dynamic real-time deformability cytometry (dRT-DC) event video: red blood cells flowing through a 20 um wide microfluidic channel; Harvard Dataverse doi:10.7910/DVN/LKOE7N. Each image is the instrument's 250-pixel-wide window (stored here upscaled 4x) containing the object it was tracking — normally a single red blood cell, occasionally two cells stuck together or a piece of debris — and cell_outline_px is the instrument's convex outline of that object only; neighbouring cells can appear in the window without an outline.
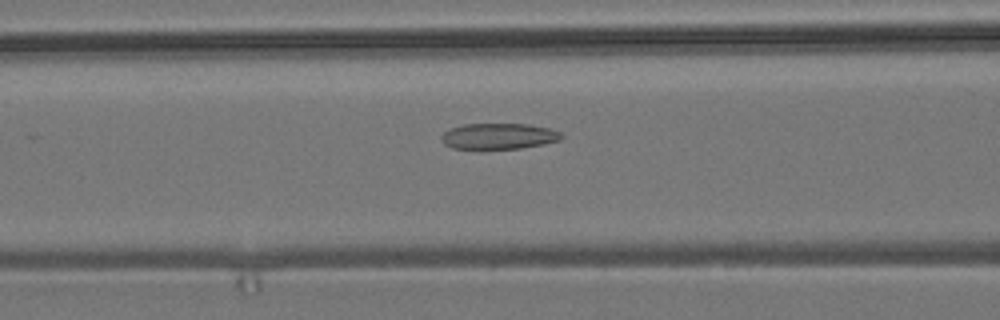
{"species": "common noctule bat (a hibernating species)", "species_latin": "Nyctalus noctula", "temperature_condition": "room temperature", "stored_images_in_passage": 56, "camera_frame_rate_fps": 3000, "um_per_image_px": 0.085, "animal": {"sex": "male", "body_mass_g": 19.2, "forearm_length_mm": 51.8}, "frame": {"image": 1, "passage_image": 23, "time_ms": 7.333, "image_size_px": [1000, 320], "cell_outline_px": [[564, 136], [560, 140], [544, 144], [520, 148], [452, 148], [444, 144], [440, 140], [440, 136], [444, 132], [452, 128], [464, 124], [528, 124], [548, 128], [560, 132]], "centroid_in_image_um": [42.39, 11.57], "position_along_channel_um": 124.2, "area_um2": 17.98}}
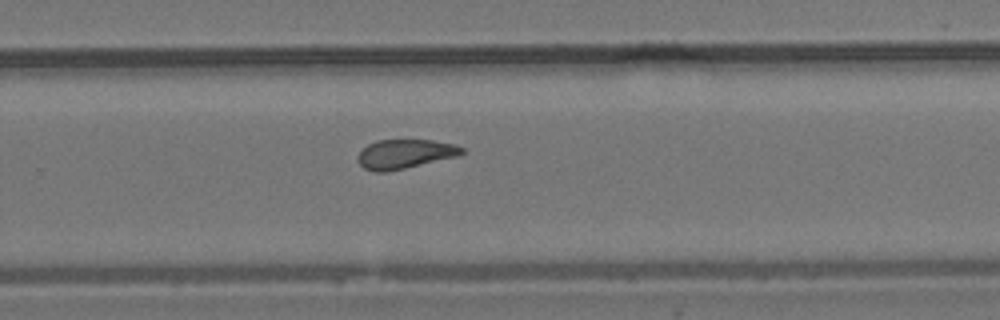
{"frame": {"image": 2, "passage_image": 37, "time_ms": 12.0, "image_size_px": [1000, 320], "cell_outline_px": [[464, 152], [456, 156], [388, 172], [372, 172], [364, 168], [356, 160], [356, 156], [368, 144], [376, 140], [432, 140], [456, 144], [464, 148]], "centroid_in_image_um": [34.38, 13.09], "position_along_channel_um": 295.4, "area_um2": 17.74}}
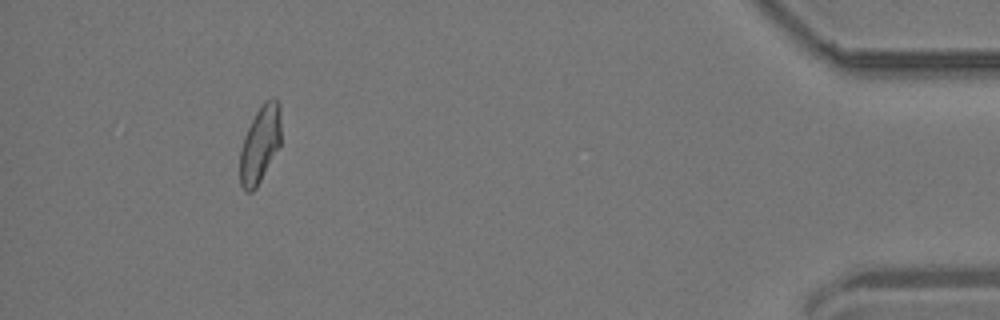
{"frame": {"image": 3, "passage_image": 52, "time_ms": 17.0, "image_size_px": [1000, 320], "cell_outline_px": [[280, 144], [256, 188], [252, 192], [244, 192], [240, 184], [240, 152], [244, 136], [256, 112], [264, 100], [276, 100], [280, 104]], "centroid_in_image_um": [22.08, 12.29], "position_along_channel_um": 413.1, "area_um2": 18.15}, "authors_computed_cell_mechanics": {"area_um2": 18.496, "velocity_mm_per_s": 3.6799, "shape_relaxation_time_tau1_ms": null, "shape_relaxation_time_tau2_ms": 2.7985, "deformation_change_tau1": null, "deformation_change_tau2": 0.0988}}